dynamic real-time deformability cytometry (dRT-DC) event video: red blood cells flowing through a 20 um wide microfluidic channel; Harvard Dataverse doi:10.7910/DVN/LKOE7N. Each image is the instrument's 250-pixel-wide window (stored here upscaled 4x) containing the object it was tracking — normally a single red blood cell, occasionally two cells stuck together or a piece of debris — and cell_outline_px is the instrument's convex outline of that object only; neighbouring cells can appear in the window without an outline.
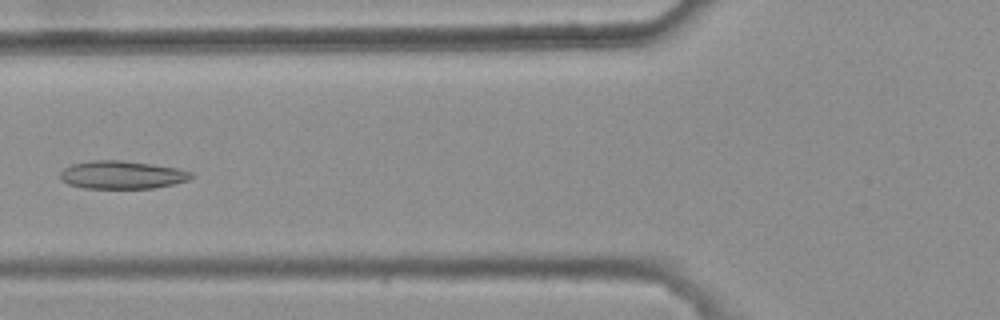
{"species": "common noctule bat (a hibernating species)", "species_latin": "Nyctalus noctula", "temperature_condition": "warm", "stored_images_in_passage": 5, "camera_frame_rate_fps": 3000, "um_per_image_px": 0.085, "animal": {"sex": "female", "body_mass_g": 25.1}, "frame": {"image": 1, "passage_image": 5, "time_ms": 1.333, "image_size_px": [1000, 320], "cell_outline_px": [[196, 176], [188, 180], [172, 184], [152, 188], [84, 188], [68, 184], [60, 180], [60, 172], [64, 168], [72, 164], [92, 160], [120, 160], [152, 164], [176, 168], [192, 172]], "centroid_in_image_um": [10.35, 14.86], "position_along_channel_um": 115.4, "area_um2": 21.39}}